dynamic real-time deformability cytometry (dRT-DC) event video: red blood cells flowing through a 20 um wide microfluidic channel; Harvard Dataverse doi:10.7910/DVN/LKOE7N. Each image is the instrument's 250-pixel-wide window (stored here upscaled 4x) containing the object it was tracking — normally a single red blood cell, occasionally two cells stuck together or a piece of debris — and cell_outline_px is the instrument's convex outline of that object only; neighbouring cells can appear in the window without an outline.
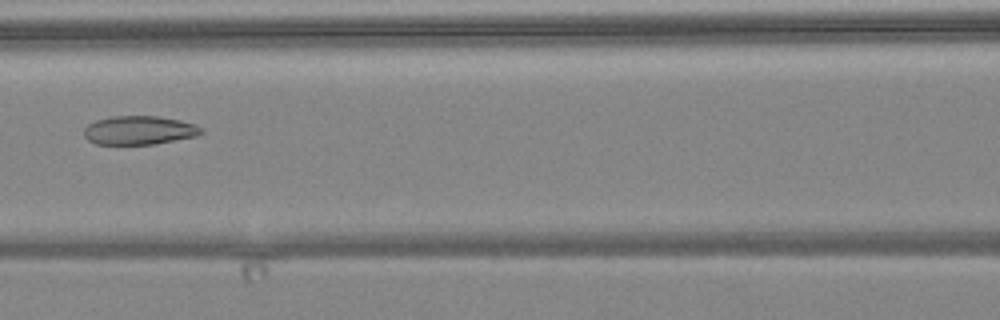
{"species": "common noctule bat (a hibernating species)", "species_latin": "Nyctalus noctula", "temperature_condition": "warm", "stored_images_in_passage": 5, "camera_frame_rate_fps": 3000, "um_per_image_px": 0.085, "animal": {"sex": "female", "body_mass_g": 24.6, "forearm_length_mm": 56.2}, "frame": {"image": 1, "passage_image": 5, "time_ms": 5.333, "image_size_px": [1000, 320], "cell_outline_px": [[204, 132], [196, 136], [152, 144], [96, 144], [88, 140], [84, 136], [84, 128], [88, 124], [96, 120], [112, 116], [156, 116], [180, 120], [196, 124], [204, 128]], "centroid_in_image_um": [11.84, 11.07], "position_along_channel_um": 154.8, "area_um2": 19.65}}